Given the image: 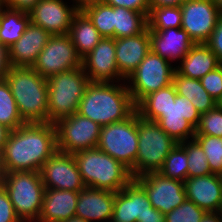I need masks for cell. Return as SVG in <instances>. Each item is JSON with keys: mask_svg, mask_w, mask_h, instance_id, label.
<instances>
[{"mask_svg": "<svg viewBox=\"0 0 222 222\" xmlns=\"http://www.w3.org/2000/svg\"><path fill=\"white\" fill-rule=\"evenodd\" d=\"M55 124L24 123L11 130L2 151L5 173L14 171H37L57 151Z\"/></svg>", "mask_w": 222, "mask_h": 222, "instance_id": "6da1fadb", "label": "cell"}, {"mask_svg": "<svg viewBox=\"0 0 222 222\" xmlns=\"http://www.w3.org/2000/svg\"><path fill=\"white\" fill-rule=\"evenodd\" d=\"M136 111L126 82H90L85 89L78 114L101 127L121 122Z\"/></svg>", "mask_w": 222, "mask_h": 222, "instance_id": "7a4b0ae2", "label": "cell"}, {"mask_svg": "<svg viewBox=\"0 0 222 222\" xmlns=\"http://www.w3.org/2000/svg\"><path fill=\"white\" fill-rule=\"evenodd\" d=\"M25 123L48 122V84L33 68L11 67L5 78Z\"/></svg>", "mask_w": 222, "mask_h": 222, "instance_id": "3957f363", "label": "cell"}, {"mask_svg": "<svg viewBox=\"0 0 222 222\" xmlns=\"http://www.w3.org/2000/svg\"><path fill=\"white\" fill-rule=\"evenodd\" d=\"M86 187L118 192L132 179L130 170L98 148L73 154Z\"/></svg>", "mask_w": 222, "mask_h": 222, "instance_id": "277c9868", "label": "cell"}, {"mask_svg": "<svg viewBox=\"0 0 222 222\" xmlns=\"http://www.w3.org/2000/svg\"><path fill=\"white\" fill-rule=\"evenodd\" d=\"M89 83L82 66L50 76L47 79L48 122L55 124L77 113Z\"/></svg>", "mask_w": 222, "mask_h": 222, "instance_id": "5b68a950", "label": "cell"}, {"mask_svg": "<svg viewBox=\"0 0 222 222\" xmlns=\"http://www.w3.org/2000/svg\"><path fill=\"white\" fill-rule=\"evenodd\" d=\"M138 152L130 173L134 178L159 172L170 151L178 144L155 121L142 118L137 112Z\"/></svg>", "mask_w": 222, "mask_h": 222, "instance_id": "8992f818", "label": "cell"}, {"mask_svg": "<svg viewBox=\"0 0 222 222\" xmlns=\"http://www.w3.org/2000/svg\"><path fill=\"white\" fill-rule=\"evenodd\" d=\"M4 188L22 222H37L45 194L40 172L5 173Z\"/></svg>", "mask_w": 222, "mask_h": 222, "instance_id": "52a82bcc", "label": "cell"}, {"mask_svg": "<svg viewBox=\"0 0 222 222\" xmlns=\"http://www.w3.org/2000/svg\"><path fill=\"white\" fill-rule=\"evenodd\" d=\"M174 66L150 50L137 69L125 80L135 105L150 93L172 84L176 71Z\"/></svg>", "mask_w": 222, "mask_h": 222, "instance_id": "ba28073f", "label": "cell"}, {"mask_svg": "<svg viewBox=\"0 0 222 222\" xmlns=\"http://www.w3.org/2000/svg\"><path fill=\"white\" fill-rule=\"evenodd\" d=\"M97 148L131 170L138 152L137 111L124 121L102 126Z\"/></svg>", "mask_w": 222, "mask_h": 222, "instance_id": "9c48e42d", "label": "cell"}, {"mask_svg": "<svg viewBox=\"0 0 222 222\" xmlns=\"http://www.w3.org/2000/svg\"><path fill=\"white\" fill-rule=\"evenodd\" d=\"M57 149L74 154L81 150L97 148L101 126L91 119L75 113L55 123Z\"/></svg>", "mask_w": 222, "mask_h": 222, "instance_id": "30bf717a", "label": "cell"}, {"mask_svg": "<svg viewBox=\"0 0 222 222\" xmlns=\"http://www.w3.org/2000/svg\"><path fill=\"white\" fill-rule=\"evenodd\" d=\"M80 66H82V59L69 34H58L51 35L32 68L41 77L48 79L50 76Z\"/></svg>", "mask_w": 222, "mask_h": 222, "instance_id": "8fae6325", "label": "cell"}, {"mask_svg": "<svg viewBox=\"0 0 222 222\" xmlns=\"http://www.w3.org/2000/svg\"><path fill=\"white\" fill-rule=\"evenodd\" d=\"M201 114L189 99L176 94L175 101L155 121L177 143L194 139Z\"/></svg>", "mask_w": 222, "mask_h": 222, "instance_id": "7c38bea8", "label": "cell"}, {"mask_svg": "<svg viewBox=\"0 0 222 222\" xmlns=\"http://www.w3.org/2000/svg\"><path fill=\"white\" fill-rule=\"evenodd\" d=\"M147 192L154 209L167 214L186 200L184 182L150 172L134 178Z\"/></svg>", "mask_w": 222, "mask_h": 222, "instance_id": "4fadbf2b", "label": "cell"}, {"mask_svg": "<svg viewBox=\"0 0 222 222\" xmlns=\"http://www.w3.org/2000/svg\"><path fill=\"white\" fill-rule=\"evenodd\" d=\"M40 175L46 189L80 192L84 185L74 155L56 151L42 165Z\"/></svg>", "mask_w": 222, "mask_h": 222, "instance_id": "5bb4252c", "label": "cell"}, {"mask_svg": "<svg viewBox=\"0 0 222 222\" xmlns=\"http://www.w3.org/2000/svg\"><path fill=\"white\" fill-rule=\"evenodd\" d=\"M180 7L181 28L188 33L195 44L205 43L222 14L211 0H185Z\"/></svg>", "mask_w": 222, "mask_h": 222, "instance_id": "9a60e30c", "label": "cell"}, {"mask_svg": "<svg viewBox=\"0 0 222 222\" xmlns=\"http://www.w3.org/2000/svg\"><path fill=\"white\" fill-rule=\"evenodd\" d=\"M83 71L90 82H121L115 56V39L103 37L93 50L82 58Z\"/></svg>", "mask_w": 222, "mask_h": 222, "instance_id": "2e32d148", "label": "cell"}, {"mask_svg": "<svg viewBox=\"0 0 222 222\" xmlns=\"http://www.w3.org/2000/svg\"><path fill=\"white\" fill-rule=\"evenodd\" d=\"M64 0H39L28 12L30 22L51 35L68 34L74 15L79 11Z\"/></svg>", "mask_w": 222, "mask_h": 222, "instance_id": "e0dca14e", "label": "cell"}, {"mask_svg": "<svg viewBox=\"0 0 222 222\" xmlns=\"http://www.w3.org/2000/svg\"><path fill=\"white\" fill-rule=\"evenodd\" d=\"M153 209L147 192L132 179L122 190L115 193L113 222H137L146 213Z\"/></svg>", "mask_w": 222, "mask_h": 222, "instance_id": "ac0fdd59", "label": "cell"}, {"mask_svg": "<svg viewBox=\"0 0 222 222\" xmlns=\"http://www.w3.org/2000/svg\"><path fill=\"white\" fill-rule=\"evenodd\" d=\"M186 199L194 202L206 212L222 211V179L220 175L209 174L187 178L184 181Z\"/></svg>", "mask_w": 222, "mask_h": 222, "instance_id": "d6986e66", "label": "cell"}, {"mask_svg": "<svg viewBox=\"0 0 222 222\" xmlns=\"http://www.w3.org/2000/svg\"><path fill=\"white\" fill-rule=\"evenodd\" d=\"M115 202V192L85 187L79 192L75 216L88 222L111 220Z\"/></svg>", "mask_w": 222, "mask_h": 222, "instance_id": "ffe728a7", "label": "cell"}, {"mask_svg": "<svg viewBox=\"0 0 222 222\" xmlns=\"http://www.w3.org/2000/svg\"><path fill=\"white\" fill-rule=\"evenodd\" d=\"M50 37L48 31L30 22L22 37L9 47L12 67L32 68Z\"/></svg>", "mask_w": 222, "mask_h": 222, "instance_id": "44dd1931", "label": "cell"}, {"mask_svg": "<svg viewBox=\"0 0 222 222\" xmlns=\"http://www.w3.org/2000/svg\"><path fill=\"white\" fill-rule=\"evenodd\" d=\"M151 51L170 63L182 61L195 45L188 33L182 28H169L160 31H149Z\"/></svg>", "mask_w": 222, "mask_h": 222, "instance_id": "7402d4cb", "label": "cell"}, {"mask_svg": "<svg viewBox=\"0 0 222 222\" xmlns=\"http://www.w3.org/2000/svg\"><path fill=\"white\" fill-rule=\"evenodd\" d=\"M150 50L149 28L136 36L115 39V56L119 73L127 79Z\"/></svg>", "mask_w": 222, "mask_h": 222, "instance_id": "603a6c76", "label": "cell"}, {"mask_svg": "<svg viewBox=\"0 0 222 222\" xmlns=\"http://www.w3.org/2000/svg\"><path fill=\"white\" fill-rule=\"evenodd\" d=\"M79 192L45 189L37 222H61L75 216Z\"/></svg>", "mask_w": 222, "mask_h": 222, "instance_id": "cb8c5ba5", "label": "cell"}, {"mask_svg": "<svg viewBox=\"0 0 222 222\" xmlns=\"http://www.w3.org/2000/svg\"><path fill=\"white\" fill-rule=\"evenodd\" d=\"M176 71L184 77L201 79L222 63L216 54L204 43L195 44L182 59Z\"/></svg>", "mask_w": 222, "mask_h": 222, "instance_id": "d4e9b609", "label": "cell"}, {"mask_svg": "<svg viewBox=\"0 0 222 222\" xmlns=\"http://www.w3.org/2000/svg\"><path fill=\"white\" fill-rule=\"evenodd\" d=\"M68 34L81 59L90 53L103 38L82 10L74 15Z\"/></svg>", "mask_w": 222, "mask_h": 222, "instance_id": "484cf974", "label": "cell"}, {"mask_svg": "<svg viewBox=\"0 0 222 222\" xmlns=\"http://www.w3.org/2000/svg\"><path fill=\"white\" fill-rule=\"evenodd\" d=\"M172 84L176 93L189 99L200 114L217 106V101L208 94L200 79L187 78L175 71Z\"/></svg>", "mask_w": 222, "mask_h": 222, "instance_id": "4316f807", "label": "cell"}, {"mask_svg": "<svg viewBox=\"0 0 222 222\" xmlns=\"http://www.w3.org/2000/svg\"><path fill=\"white\" fill-rule=\"evenodd\" d=\"M148 28L146 13L114 7V39L132 37L143 33Z\"/></svg>", "mask_w": 222, "mask_h": 222, "instance_id": "83f0119b", "label": "cell"}, {"mask_svg": "<svg viewBox=\"0 0 222 222\" xmlns=\"http://www.w3.org/2000/svg\"><path fill=\"white\" fill-rule=\"evenodd\" d=\"M176 90L173 84L145 96L137 105L138 114L147 120L156 121L172 101H175Z\"/></svg>", "mask_w": 222, "mask_h": 222, "instance_id": "f1b7e54d", "label": "cell"}, {"mask_svg": "<svg viewBox=\"0 0 222 222\" xmlns=\"http://www.w3.org/2000/svg\"><path fill=\"white\" fill-rule=\"evenodd\" d=\"M29 23L28 12L6 7L0 18V42L12 46L22 37Z\"/></svg>", "mask_w": 222, "mask_h": 222, "instance_id": "f546056e", "label": "cell"}, {"mask_svg": "<svg viewBox=\"0 0 222 222\" xmlns=\"http://www.w3.org/2000/svg\"><path fill=\"white\" fill-rule=\"evenodd\" d=\"M102 37L114 38V7L103 2L86 6L82 10Z\"/></svg>", "mask_w": 222, "mask_h": 222, "instance_id": "4dcf8cb0", "label": "cell"}, {"mask_svg": "<svg viewBox=\"0 0 222 222\" xmlns=\"http://www.w3.org/2000/svg\"><path fill=\"white\" fill-rule=\"evenodd\" d=\"M0 123L11 130L17 129L25 123L5 79L0 80Z\"/></svg>", "mask_w": 222, "mask_h": 222, "instance_id": "1f68e13d", "label": "cell"}, {"mask_svg": "<svg viewBox=\"0 0 222 222\" xmlns=\"http://www.w3.org/2000/svg\"><path fill=\"white\" fill-rule=\"evenodd\" d=\"M182 12L180 6H162L153 8L148 15L149 31L169 28H181Z\"/></svg>", "mask_w": 222, "mask_h": 222, "instance_id": "d6a6232c", "label": "cell"}, {"mask_svg": "<svg viewBox=\"0 0 222 222\" xmlns=\"http://www.w3.org/2000/svg\"><path fill=\"white\" fill-rule=\"evenodd\" d=\"M186 150L178 143L166 157L159 173L165 177L185 181L188 178Z\"/></svg>", "mask_w": 222, "mask_h": 222, "instance_id": "836d02e7", "label": "cell"}, {"mask_svg": "<svg viewBox=\"0 0 222 222\" xmlns=\"http://www.w3.org/2000/svg\"><path fill=\"white\" fill-rule=\"evenodd\" d=\"M187 153L188 178L206 176L211 174L207 157L200 145L194 140L179 143Z\"/></svg>", "mask_w": 222, "mask_h": 222, "instance_id": "e575fe53", "label": "cell"}, {"mask_svg": "<svg viewBox=\"0 0 222 222\" xmlns=\"http://www.w3.org/2000/svg\"><path fill=\"white\" fill-rule=\"evenodd\" d=\"M194 140L200 145L207 157L212 174L222 175V138L210 135H195Z\"/></svg>", "mask_w": 222, "mask_h": 222, "instance_id": "d590c367", "label": "cell"}, {"mask_svg": "<svg viewBox=\"0 0 222 222\" xmlns=\"http://www.w3.org/2000/svg\"><path fill=\"white\" fill-rule=\"evenodd\" d=\"M195 135H210L222 138V108L216 106L212 110L201 114L199 124L195 128Z\"/></svg>", "mask_w": 222, "mask_h": 222, "instance_id": "8d00e7d4", "label": "cell"}, {"mask_svg": "<svg viewBox=\"0 0 222 222\" xmlns=\"http://www.w3.org/2000/svg\"><path fill=\"white\" fill-rule=\"evenodd\" d=\"M206 211L186 199L180 206L165 214V222H201Z\"/></svg>", "mask_w": 222, "mask_h": 222, "instance_id": "74e56055", "label": "cell"}, {"mask_svg": "<svg viewBox=\"0 0 222 222\" xmlns=\"http://www.w3.org/2000/svg\"><path fill=\"white\" fill-rule=\"evenodd\" d=\"M202 86L217 102L222 96V64L200 79Z\"/></svg>", "mask_w": 222, "mask_h": 222, "instance_id": "f35d334b", "label": "cell"}, {"mask_svg": "<svg viewBox=\"0 0 222 222\" xmlns=\"http://www.w3.org/2000/svg\"><path fill=\"white\" fill-rule=\"evenodd\" d=\"M0 222H22L4 186L0 187Z\"/></svg>", "mask_w": 222, "mask_h": 222, "instance_id": "ab89813d", "label": "cell"}, {"mask_svg": "<svg viewBox=\"0 0 222 222\" xmlns=\"http://www.w3.org/2000/svg\"><path fill=\"white\" fill-rule=\"evenodd\" d=\"M102 2L113 7H124L147 15L150 13L149 0H103Z\"/></svg>", "mask_w": 222, "mask_h": 222, "instance_id": "60d3db41", "label": "cell"}, {"mask_svg": "<svg viewBox=\"0 0 222 222\" xmlns=\"http://www.w3.org/2000/svg\"><path fill=\"white\" fill-rule=\"evenodd\" d=\"M204 44L216 54L218 60L222 63V15L218 19L211 36Z\"/></svg>", "mask_w": 222, "mask_h": 222, "instance_id": "b9f144b4", "label": "cell"}, {"mask_svg": "<svg viewBox=\"0 0 222 222\" xmlns=\"http://www.w3.org/2000/svg\"><path fill=\"white\" fill-rule=\"evenodd\" d=\"M11 67L9 47L0 42V80L6 78Z\"/></svg>", "mask_w": 222, "mask_h": 222, "instance_id": "7bdbcfd3", "label": "cell"}, {"mask_svg": "<svg viewBox=\"0 0 222 222\" xmlns=\"http://www.w3.org/2000/svg\"><path fill=\"white\" fill-rule=\"evenodd\" d=\"M39 0H5L6 6L11 9L29 12Z\"/></svg>", "mask_w": 222, "mask_h": 222, "instance_id": "ee69618b", "label": "cell"}, {"mask_svg": "<svg viewBox=\"0 0 222 222\" xmlns=\"http://www.w3.org/2000/svg\"><path fill=\"white\" fill-rule=\"evenodd\" d=\"M137 222H165V214H162L157 209H152L142 218H138Z\"/></svg>", "mask_w": 222, "mask_h": 222, "instance_id": "f6af8a7d", "label": "cell"}, {"mask_svg": "<svg viewBox=\"0 0 222 222\" xmlns=\"http://www.w3.org/2000/svg\"><path fill=\"white\" fill-rule=\"evenodd\" d=\"M185 0H149L150 11L162 6H180Z\"/></svg>", "mask_w": 222, "mask_h": 222, "instance_id": "bcb514c9", "label": "cell"}, {"mask_svg": "<svg viewBox=\"0 0 222 222\" xmlns=\"http://www.w3.org/2000/svg\"><path fill=\"white\" fill-rule=\"evenodd\" d=\"M11 129L0 123V152L3 151Z\"/></svg>", "mask_w": 222, "mask_h": 222, "instance_id": "7dc6e473", "label": "cell"}, {"mask_svg": "<svg viewBox=\"0 0 222 222\" xmlns=\"http://www.w3.org/2000/svg\"><path fill=\"white\" fill-rule=\"evenodd\" d=\"M201 222H222V211L220 212H206Z\"/></svg>", "mask_w": 222, "mask_h": 222, "instance_id": "c3c4849f", "label": "cell"}, {"mask_svg": "<svg viewBox=\"0 0 222 222\" xmlns=\"http://www.w3.org/2000/svg\"><path fill=\"white\" fill-rule=\"evenodd\" d=\"M102 1L103 0H72V3L78 10H83L86 6L101 3Z\"/></svg>", "mask_w": 222, "mask_h": 222, "instance_id": "681fc988", "label": "cell"}, {"mask_svg": "<svg viewBox=\"0 0 222 222\" xmlns=\"http://www.w3.org/2000/svg\"><path fill=\"white\" fill-rule=\"evenodd\" d=\"M4 175L5 172L2 165V152H0V187L4 184Z\"/></svg>", "mask_w": 222, "mask_h": 222, "instance_id": "f907efd6", "label": "cell"}, {"mask_svg": "<svg viewBox=\"0 0 222 222\" xmlns=\"http://www.w3.org/2000/svg\"><path fill=\"white\" fill-rule=\"evenodd\" d=\"M61 222H88V221H86L80 217L74 216V217L69 218L68 220L61 221Z\"/></svg>", "mask_w": 222, "mask_h": 222, "instance_id": "816d5d0a", "label": "cell"}, {"mask_svg": "<svg viewBox=\"0 0 222 222\" xmlns=\"http://www.w3.org/2000/svg\"><path fill=\"white\" fill-rule=\"evenodd\" d=\"M217 10L222 14V0H211Z\"/></svg>", "mask_w": 222, "mask_h": 222, "instance_id": "f5cc1de1", "label": "cell"}, {"mask_svg": "<svg viewBox=\"0 0 222 222\" xmlns=\"http://www.w3.org/2000/svg\"><path fill=\"white\" fill-rule=\"evenodd\" d=\"M6 2H0V18L2 16L3 11L6 9Z\"/></svg>", "mask_w": 222, "mask_h": 222, "instance_id": "db71d44e", "label": "cell"}, {"mask_svg": "<svg viewBox=\"0 0 222 222\" xmlns=\"http://www.w3.org/2000/svg\"><path fill=\"white\" fill-rule=\"evenodd\" d=\"M217 106H219L220 108H222V96L219 99V101L217 102Z\"/></svg>", "mask_w": 222, "mask_h": 222, "instance_id": "11a10c76", "label": "cell"}]
</instances>
